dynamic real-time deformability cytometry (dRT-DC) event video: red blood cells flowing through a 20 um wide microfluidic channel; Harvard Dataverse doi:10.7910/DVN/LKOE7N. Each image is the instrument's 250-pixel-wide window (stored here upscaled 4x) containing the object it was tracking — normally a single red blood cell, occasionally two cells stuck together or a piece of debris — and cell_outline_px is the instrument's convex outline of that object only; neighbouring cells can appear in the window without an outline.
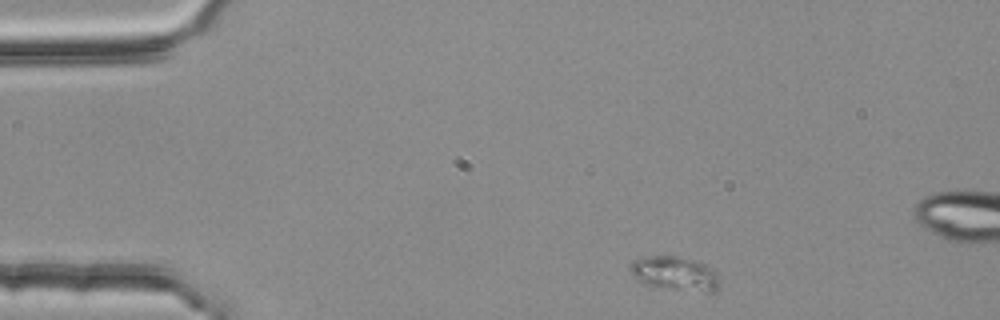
{"species": "common noctule bat (a hibernating species)", "species_latin": "Nyctalus noctula", "temperature_condition": "room temperature", "stored_images_in_passage": 3, "camera_frame_rate_fps": 3000, "um_per_image_px": 0.085, "animal": {"sex": "female", "body_mass_g": 25.1}, "frame": {"image": 1, "passage_image": 1, "time_ms": 0.0, "image_size_px": [1000, 320], "cell_outline_px": [[716, 292], [704, 292], [644, 284], [628, 268], [632, 260], [640, 256], [676, 256], [692, 260], [704, 264], [712, 268], [716, 272]], "centroid_in_image_um": [57.33, 23.21], "position_along_channel_um": 27.7, "area_um2": 17.22}}